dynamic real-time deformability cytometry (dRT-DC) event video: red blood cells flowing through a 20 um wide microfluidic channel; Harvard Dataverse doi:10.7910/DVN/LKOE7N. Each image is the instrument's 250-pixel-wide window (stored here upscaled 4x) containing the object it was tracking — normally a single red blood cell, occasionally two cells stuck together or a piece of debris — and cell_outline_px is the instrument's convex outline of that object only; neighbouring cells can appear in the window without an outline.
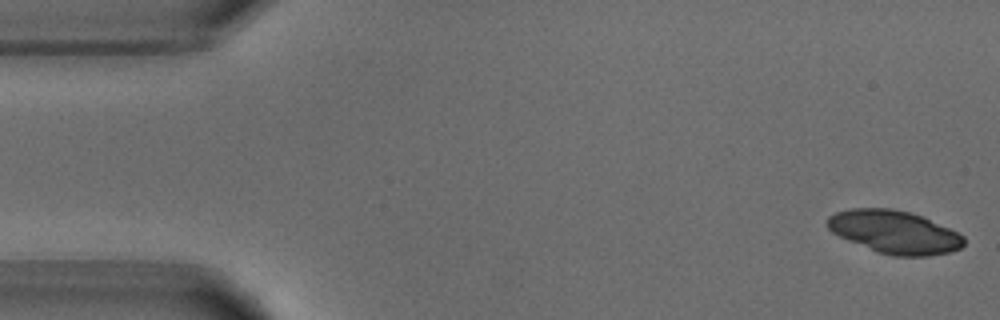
{"species": "common noctule bat (a hibernating species)", "species_latin": "Nyctalus noctula", "temperature_condition": "warm", "stored_images_in_passage": 51, "segment_of_instrument_passage": [1, 2], "camera_frame_rate_fps": 3000, "um_per_image_px": 0.085, "animal": {"sex": "male", "body_mass_g": 18.8}, "frame": {"image": 1, "passage_image": 1, "time_ms": 0.0, "image_size_px": [1000, 320], "cell_outline_px": [[964, 244], [960, 248], [948, 252], [928, 256], [892, 256], [876, 252], [848, 240], [832, 232], [828, 228], [828, 216], [836, 212], [852, 208], [892, 208], [924, 216], [964, 236]], "centroid_in_image_um": [76.02, 19.72], "position_along_channel_um": 9.0, "area_um2": 34.04}}